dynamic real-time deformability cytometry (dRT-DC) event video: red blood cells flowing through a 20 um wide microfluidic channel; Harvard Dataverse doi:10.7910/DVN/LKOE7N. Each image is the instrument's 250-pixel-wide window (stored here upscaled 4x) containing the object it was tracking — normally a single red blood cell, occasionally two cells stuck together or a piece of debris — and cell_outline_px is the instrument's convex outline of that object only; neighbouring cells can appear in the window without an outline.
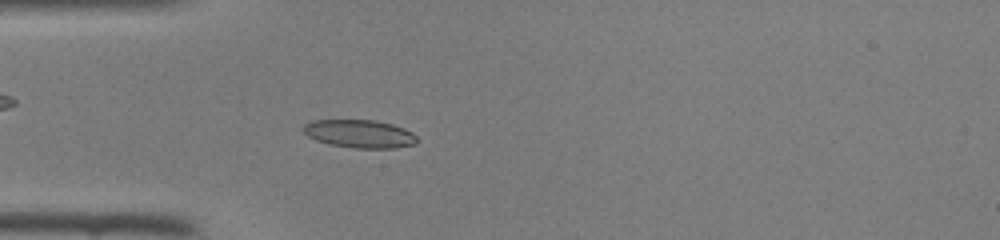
{"species": "common noctule bat (a hibernating species)", "species_latin": "Nyctalus noctula", "temperature_condition": "room temperature", "stored_images_in_passage": 46, "camera_frame_rate_fps": 3000, "um_per_image_px": 0.085, "animal": {"sex": "female", "body_mass_g": 22.0, "forearm_length_mm": 56.7}, "frame": {"image": 1, "passage_image": 13, "time_ms": 4.0, "image_size_px": [1000, 240], "cell_outline_px": [[420, 140], [416, 144], [396, 148], [352, 148], [328, 144], [316, 140], [308, 136], [300, 128], [304, 124], [312, 120], [372, 120], [392, 124], [404, 128], [412, 132]], "centroid_in_image_um": [30.57, 11.38], "position_along_channel_um": 54.4, "area_um2": 18.84}}
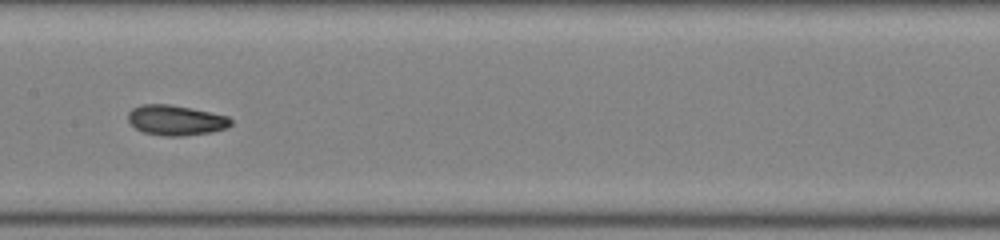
{"frame": {"image": 2, "passage_image": 23, "time_ms": 7.333, "image_size_px": [1000, 240], "cell_outline_px": [[232, 124], [228, 128], [212, 132], [184, 136], [164, 136], [144, 132], [136, 128], [128, 120], [128, 112], [132, 108], [144, 104], [168, 104], [192, 108], [228, 116], [232, 120]], "centroid_in_image_um": [14.97, 10.22], "position_along_channel_um": 192.4, "area_um2": 18.15}}
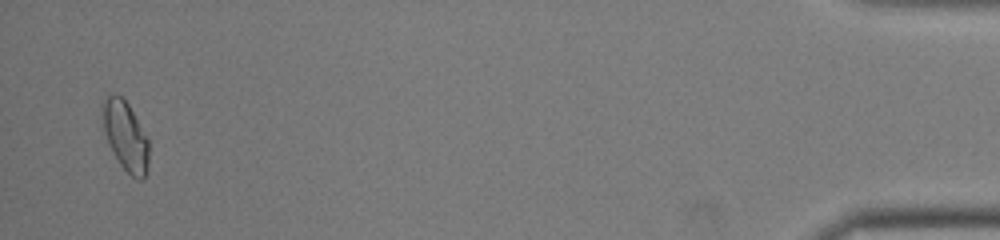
{"frame": {"image": 3, "passage_image": 45, "time_ms": 14.667, "image_size_px": [1000, 240], "cell_outline_px": [[148, 168], [144, 180], [140, 180], [132, 176], [120, 164], [108, 140], [104, 128], [104, 100], [108, 96], [120, 96], [128, 104], [148, 136]], "centroid_in_image_um": [10.74, 11.61], "position_along_channel_um": 424.5, "area_um2": 18.03}}